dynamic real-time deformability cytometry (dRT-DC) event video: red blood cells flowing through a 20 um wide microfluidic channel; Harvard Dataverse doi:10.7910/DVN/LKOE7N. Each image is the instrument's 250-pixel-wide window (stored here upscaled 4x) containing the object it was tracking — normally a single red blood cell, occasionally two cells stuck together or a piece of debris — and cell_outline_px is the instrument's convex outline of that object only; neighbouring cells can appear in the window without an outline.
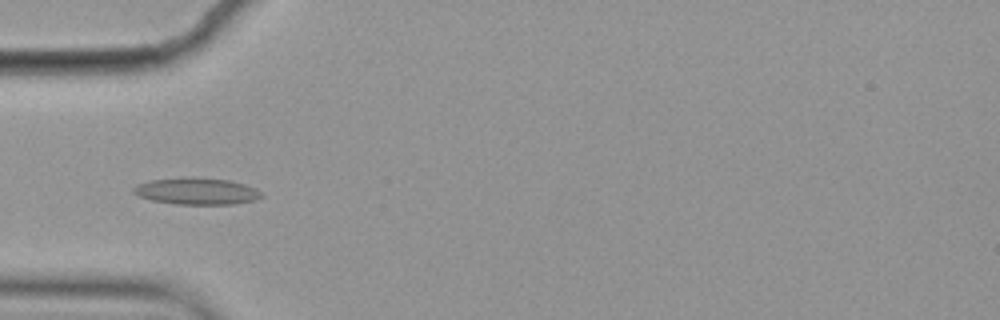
{"species": "common noctule bat (a hibernating species)", "species_latin": "Nyctalus noctula", "temperature_condition": "cold", "stored_images_in_passage": 4, "camera_frame_rate_fps": 3000, "um_per_image_px": 0.085, "animal": {"sex": "female", "body_mass_g": 19.9}, "frame": {"image": 1, "passage_image": 3, "time_ms": 0.667, "image_size_px": [1000, 320], "cell_outline_px": [[264, 196], [256, 200], [232, 204], [176, 204], [152, 200], [140, 196], [132, 192], [132, 188], [136, 184], [152, 180], [184, 176], [192, 176], [228, 180], [244, 184], [256, 188]], "centroid_in_image_um": [16.71, 16.23], "position_along_channel_um": 68.3, "area_um2": 20.11}}